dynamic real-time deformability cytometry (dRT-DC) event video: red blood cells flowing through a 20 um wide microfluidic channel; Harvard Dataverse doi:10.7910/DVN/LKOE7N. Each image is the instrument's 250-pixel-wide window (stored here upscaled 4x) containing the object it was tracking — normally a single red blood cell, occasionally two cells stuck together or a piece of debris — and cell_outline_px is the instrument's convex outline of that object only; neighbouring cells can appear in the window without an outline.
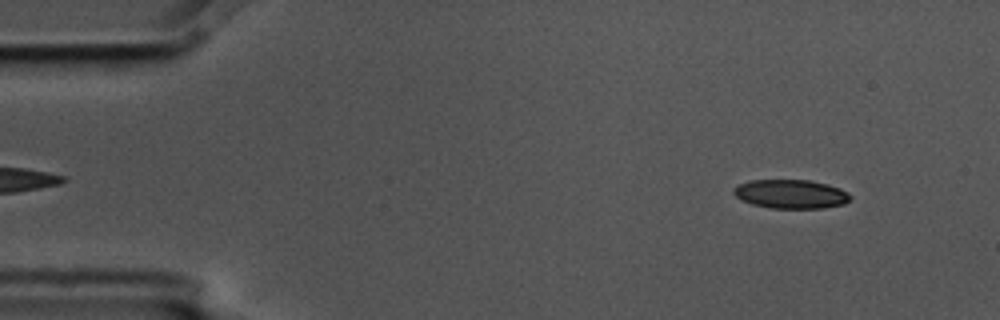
{"species": "common noctule bat (a hibernating species)", "species_latin": "Nyctalus noctula", "temperature_condition": "cold", "stored_images_in_passage": 3, "camera_frame_rate_fps": 3000, "um_per_image_px": 0.085, "animal": {"sex": "male", "body_mass_g": 17.5, "forearm_length_mm": 52.3}, "frame": {"image": 1, "passage_image": 1, "time_ms": 0.0, "image_size_px": [1000, 320], "cell_outline_px": [[852, 196], [844, 204], [824, 208], [772, 208], [752, 204], [740, 200], [732, 192], [732, 188], [740, 184], [752, 180], [808, 180], [828, 184], [840, 188], [848, 192]], "centroid_in_image_um": [67.22, 16.49], "position_along_channel_um": 17.8, "area_um2": 19.71}}
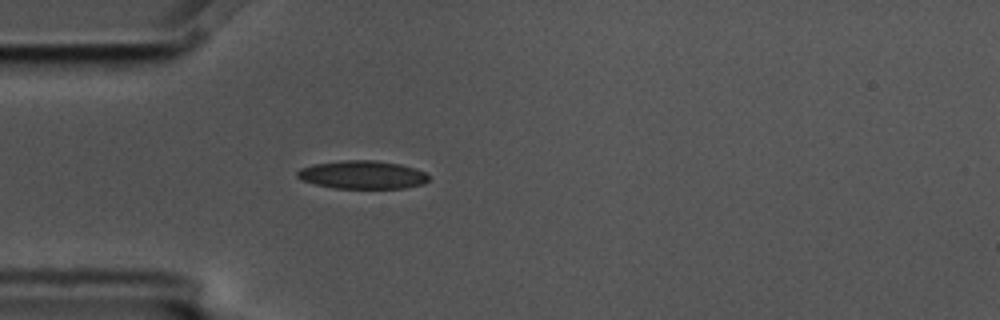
{"frame": {"image": 2, "passage_image": 3, "time_ms": 0.667, "image_size_px": [1000, 320], "cell_outline_px": [[428, 180], [424, 184], [404, 188], [336, 188], [316, 184], [300, 180], [296, 176], [296, 172], [300, 168], [312, 164], [344, 160], [376, 160], [400, 164], [424, 172], [428, 176]], "centroid_in_image_um": [30.76, 14.85], "position_along_channel_um": 54.2, "area_um2": 21.56}}